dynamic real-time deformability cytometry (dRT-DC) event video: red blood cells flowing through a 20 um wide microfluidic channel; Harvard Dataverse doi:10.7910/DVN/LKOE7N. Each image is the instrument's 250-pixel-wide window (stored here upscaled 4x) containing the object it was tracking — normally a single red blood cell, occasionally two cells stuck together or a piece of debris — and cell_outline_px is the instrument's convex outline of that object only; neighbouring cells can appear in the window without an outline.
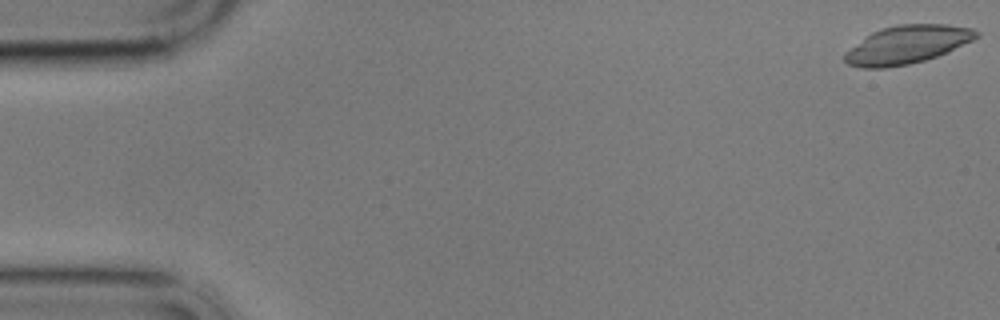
{"species": "common noctule bat (a hibernating species)", "species_latin": "Nyctalus noctula", "temperature_condition": "cold", "stored_images_in_passage": 53, "camera_frame_rate_fps": 3000, "um_per_image_px": 0.085, "animal": {"sex": "male", "body_mass_g": 17.9}, "frame": {"image": 1, "passage_image": 1, "time_ms": 0.0, "image_size_px": [1000, 320], "cell_outline_px": [[980, 36], [948, 52], [924, 60], [908, 64], [884, 68], [860, 68], [848, 64], [844, 60], [844, 52], [872, 32], [880, 28], [896, 24], [948, 24], [972, 28], [980, 32]], "centroid_in_image_um": [77.1, 3.78], "position_along_channel_um": 7.9, "area_um2": 29.3}}